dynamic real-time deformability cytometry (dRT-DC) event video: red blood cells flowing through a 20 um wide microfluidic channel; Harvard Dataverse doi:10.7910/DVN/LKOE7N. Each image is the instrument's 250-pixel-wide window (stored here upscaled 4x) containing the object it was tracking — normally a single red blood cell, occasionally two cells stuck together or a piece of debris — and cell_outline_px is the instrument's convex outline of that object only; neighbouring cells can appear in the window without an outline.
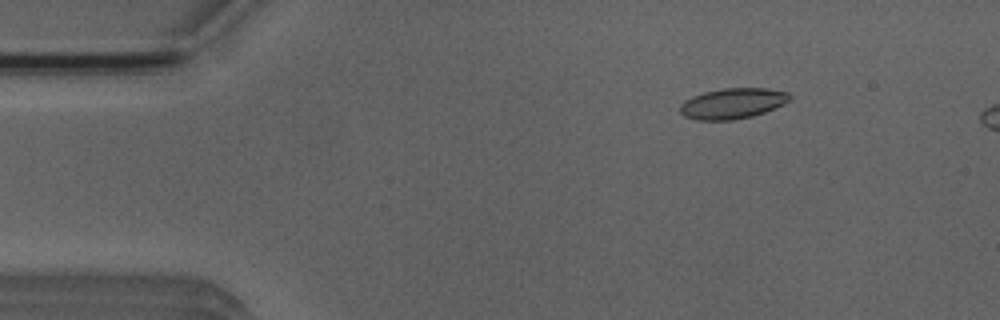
{"species": "Egyptian fruit bat (a non-hibernating species)", "species_latin": "Rousettus aegyptiacus", "temperature_condition": "room temperature", "stored_images_in_passage": 49, "camera_frame_rate_fps": 3000, "um_per_image_px": 0.085, "animal": {"sex": "male"}, "frame": {"image": 1, "passage_image": 7, "time_ms": 2.0, "image_size_px": [1000, 320], "cell_outline_px": [[792, 96], [784, 104], [764, 112], [752, 116], [732, 120], [696, 120], [684, 116], [680, 112], [680, 104], [684, 100], [692, 96], [704, 92], [724, 88], [768, 88], [788, 92]], "centroid_in_image_um": [62.26, 8.79], "position_along_channel_um": 22.7, "area_um2": 19.59}}
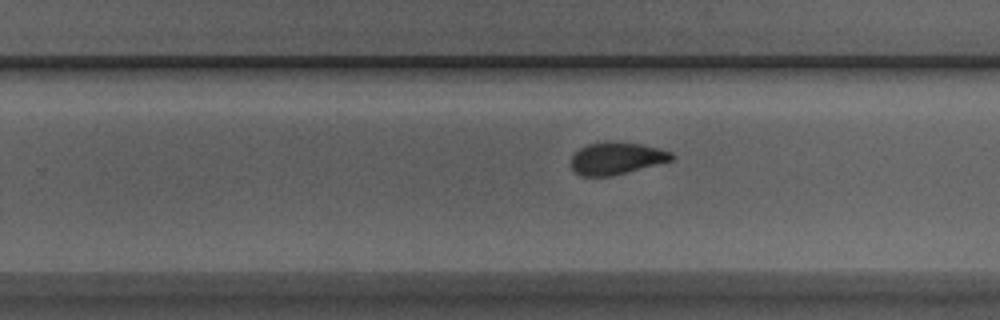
{"frame": {"image": 2, "passage_image": 32, "time_ms": 10.333, "image_size_px": [1000, 320], "cell_outline_px": [[676, 156], [672, 160], [612, 176], [580, 176], [572, 168], [572, 156], [580, 148], [588, 144], [604, 140], [608, 140], [640, 144], [660, 148], [672, 152]], "centroid_in_image_um": [52.41, 13.44], "position_along_channel_um": 277.4, "area_um2": 18.96}}
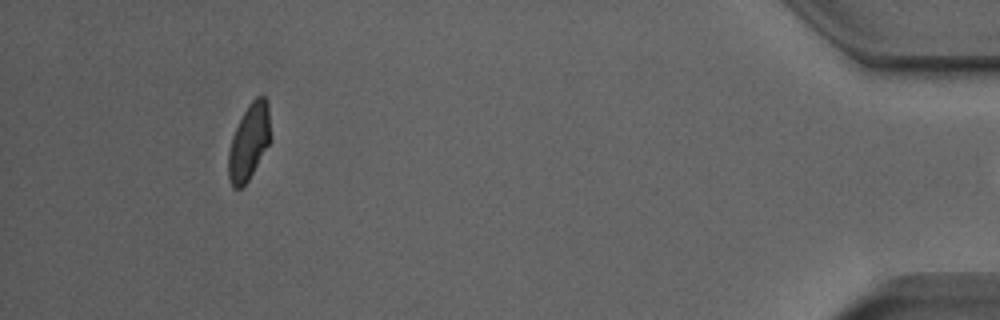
{"frame": {"image": 3, "passage_image": 48, "time_ms": 15.667, "image_size_px": [1000, 320], "cell_outline_px": [[272, 140], [248, 180], [240, 188], [232, 188], [228, 180], [228, 152], [232, 136], [248, 104], [256, 96], [264, 96], [268, 100]], "centroid_in_image_um": [21.19, 12.05], "position_along_channel_um": 414.0, "area_um2": 18.9}}